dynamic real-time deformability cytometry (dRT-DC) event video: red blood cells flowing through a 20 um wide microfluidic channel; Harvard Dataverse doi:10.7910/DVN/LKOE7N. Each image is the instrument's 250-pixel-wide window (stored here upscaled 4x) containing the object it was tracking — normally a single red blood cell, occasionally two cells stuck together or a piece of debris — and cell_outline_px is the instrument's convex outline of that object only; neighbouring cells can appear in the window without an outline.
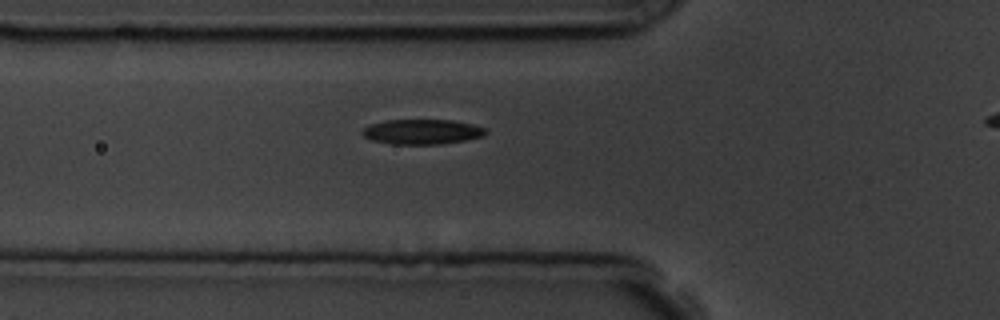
{"species": "common noctule bat (a hibernating species)", "species_latin": "Nyctalus noctula", "temperature_condition": "room temperature", "stored_images_in_passage": 42, "camera_frame_rate_fps": 3000, "um_per_image_px": 0.085, "animal": {"sex": "male", "body_mass_g": 19.5, "forearm_length_mm": 54.6}, "frame": {"image": 1, "passage_image": 12, "time_ms": 3.667, "image_size_px": [1000, 320], "cell_outline_px": [[488, 132], [484, 136], [444, 144], [392, 144], [372, 140], [364, 136], [360, 132], [368, 124], [388, 120], [452, 120], [472, 124], [484, 128]], "centroid_in_image_um": [35.86, 11.2], "position_along_channel_um": 89.9, "area_um2": 17.98}}
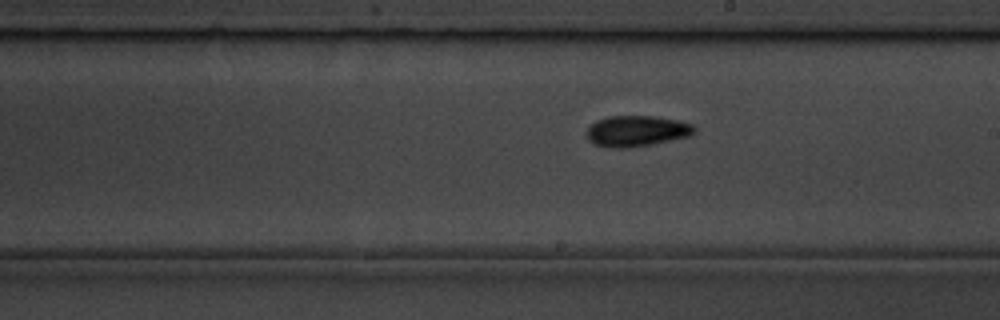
{"frame": {"image": 2, "passage_image": 24, "time_ms": 7.667, "image_size_px": [1000, 320], "cell_outline_px": [[696, 132], [692, 136], [672, 140], [628, 148], [608, 148], [596, 144], [588, 140], [588, 128], [596, 120], [608, 116], [656, 116], [676, 120], [692, 124], [696, 128]], "centroid_in_image_um": [54.15, 11.14], "position_along_channel_um": 234.9, "area_um2": 19.42}}
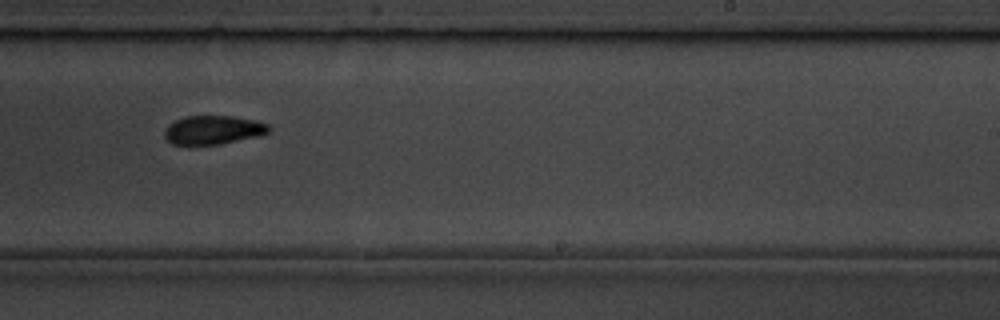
{"frame": {"image": 3, "passage_image": 27, "time_ms": 8.667, "image_size_px": [1000, 320], "cell_outline_px": [[272, 128], [268, 132], [260, 136], [220, 144], [172, 144], [164, 136], [164, 132], [168, 124], [184, 116], [232, 116], [252, 120], [268, 124]], "centroid_in_image_um": [18.12, 11.04], "position_along_channel_um": 270.9, "area_um2": 17.4}, "authors_computed_cell_mechanics": {"area_um2": 17.8602, "velocity_mm_per_s": 3.6198, "shape_relaxation_time_tau1_ms": 3.2736, "shape_relaxation_time_tau2_ms": null, "deformation_change_tau1": 0.1257, "deformation_change_tau2": null}}